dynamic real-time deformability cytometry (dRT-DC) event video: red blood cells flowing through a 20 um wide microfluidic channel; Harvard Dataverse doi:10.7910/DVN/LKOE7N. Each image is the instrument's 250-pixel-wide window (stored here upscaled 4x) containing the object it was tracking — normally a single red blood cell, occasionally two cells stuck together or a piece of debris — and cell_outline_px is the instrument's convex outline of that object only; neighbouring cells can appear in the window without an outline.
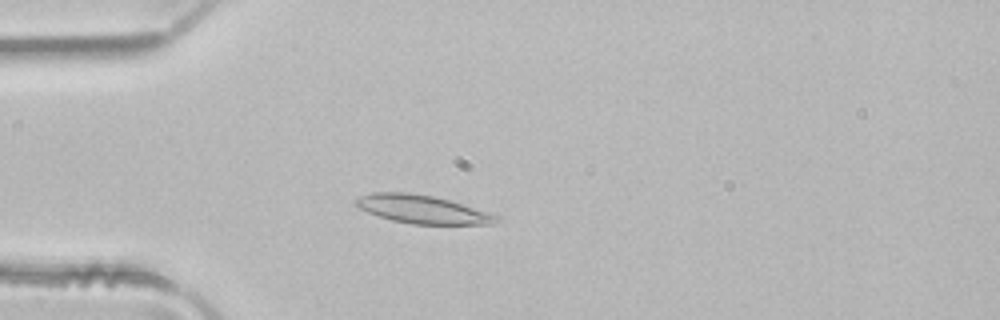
{"species": "common noctule bat (a hibernating species)", "species_latin": "Nyctalus noctula", "temperature_condition": "room temperature", "stored_images_in_passage": 3, "camera_frame_rate_fps": 3000, "um_per_image_px": 0.085, "animal": {"sex": "male", "body_mass_g": 21.5, "forearm_length_mm": 52.0}, "frame": {"image": 1, "passage_image": 2, "time_ms": 0.333, "image_size_px": [1000, 320], "cell_outline_px": [[500, 220], [492, 224], [412, 224], [392, 220], [368, 212], [352, 204], [360, 196], [372, 192], [408, 192], [432, 196], [448, 200], [488, 212], [500, 216]], "centroid_in_image_um": [35.88, 17.79], "position_along_channel_um": 49.1, "area_um2": 22.95}}